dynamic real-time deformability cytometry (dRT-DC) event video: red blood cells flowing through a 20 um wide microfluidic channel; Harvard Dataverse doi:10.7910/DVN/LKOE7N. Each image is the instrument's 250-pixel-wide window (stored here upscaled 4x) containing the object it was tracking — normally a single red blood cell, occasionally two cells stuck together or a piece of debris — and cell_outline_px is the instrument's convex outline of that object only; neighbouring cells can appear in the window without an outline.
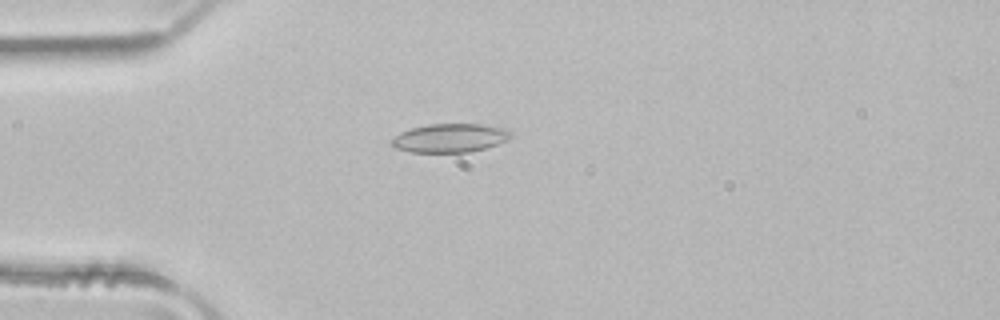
{"species": "common noctule bat (a hibernating species)", "species_latin": "Nyctalus noctula", "temperature_condition": "room temperature", "stored_images_in_passage": 1, "camera_frame_rate_fps": 3000, "um_per_image_px": 0.085, "animal": {"sex": "male", "body_mass_g": 21.5, "forearm_length_mm": 52.0}, "frame": {"image": 1, "passage_image": 1, "time_ms": 0.0, "image_size_px": [1000, 320], "cell_outline_px": [[512, 136], [496, 144], [484, 148], [468, 152], [412, 152], [396, 148], [392, 144], [392, 136], [400, 132], [412, 128], [428, 124], [480, 124], [500, 128], [512, 132]], "centroid_in_image_um": [38.19, 11.73], "position_along_channel_um": 46.8, "area_um2": 19.59}}